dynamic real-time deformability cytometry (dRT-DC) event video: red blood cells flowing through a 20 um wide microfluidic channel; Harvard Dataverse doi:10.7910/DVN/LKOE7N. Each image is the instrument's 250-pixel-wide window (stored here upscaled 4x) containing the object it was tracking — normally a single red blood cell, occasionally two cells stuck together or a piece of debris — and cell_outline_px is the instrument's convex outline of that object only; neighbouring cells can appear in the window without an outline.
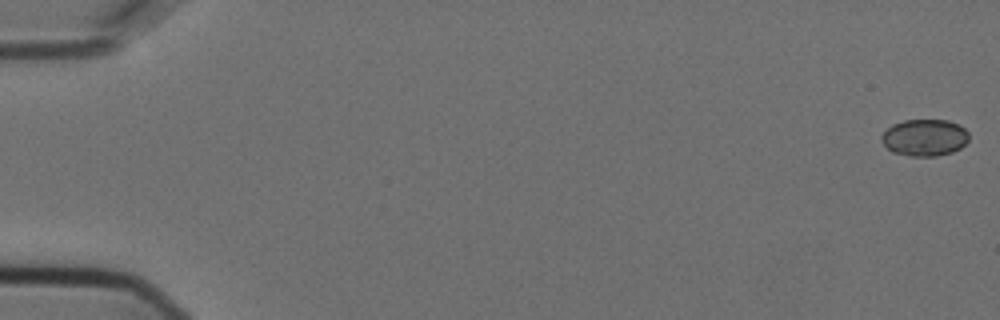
{"species": "Egyptian fruit bat (a non-hibernating species)", "species_latin": "Rousettus aegyptiacus", "temperature_condition": "cold", "stored_images_in_passage": 57, "camera_frame_rate_fps": 3000, "um_per_image_px": 0.085, "animal": {"sex": "female"}, "frame": {"image": 1, "passage_image": 1, "time_ms": 0.0, "image_size_px": [1000, 320], "cell_outline_px": [[968, 140], [960, 148], [952, 152], [936, 156], [908, 156], [892, 152], [880, 140], [880, 136], [892, 124], [904, 120], [948, 120], [960, 124], [968, 132]], "centroid_in_image_um": [78.59, 11.69], "position_along_channel_um": 6.4, "area_um2": 18.84}}
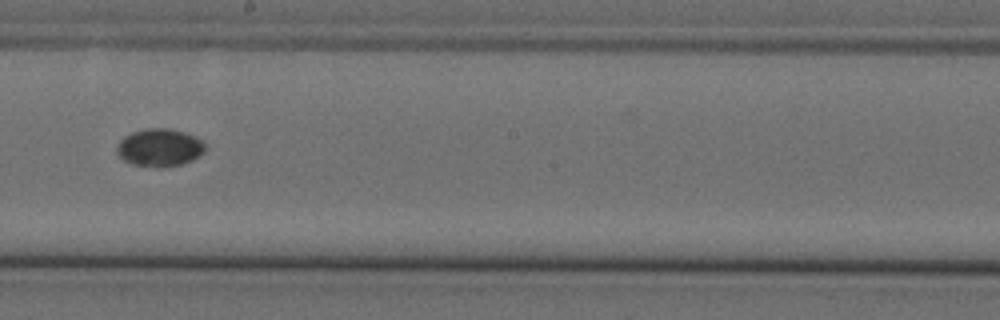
{"frame": {"image": 2, "passage_image": 33, "time_ms": 10.667, "image_size_px": [1000, 320], "cell_outline_px": [[204, 152], [192, 160], [180, 164], [160, 168], [156, 168], [132, 164], [124, 160], [116, 152], [116, 148], [120, 140], [124, 136], [132, 132], [144, 128], [168, 128], [184, 132], [196, 136], [204, 140]], "centroid_in_image_um": [13.56, 12.54], "position_along_channel_um": 234.6, "area_um2": 19.59}}
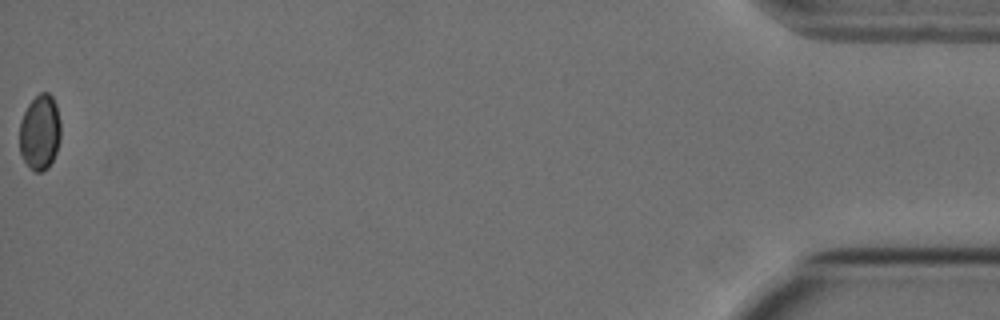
{"frame": {"image": 3, "passage_image": 57, "time_ms": 18.667, "image_size_px": [1000, 320], "cell_outline_px": [[60, 140], [56, 152], [48, 168], [40, 172], [36, 172], [24, 160], [20, 152], [20, 120], [28, 104], [40, 92], [48, 92], [52, 96], [56, 104], [60, 120]], "centroid_in_image_um": [3.4, 11.22], "position_along_channel_um": 431.8, "area_um2": 18.03}}